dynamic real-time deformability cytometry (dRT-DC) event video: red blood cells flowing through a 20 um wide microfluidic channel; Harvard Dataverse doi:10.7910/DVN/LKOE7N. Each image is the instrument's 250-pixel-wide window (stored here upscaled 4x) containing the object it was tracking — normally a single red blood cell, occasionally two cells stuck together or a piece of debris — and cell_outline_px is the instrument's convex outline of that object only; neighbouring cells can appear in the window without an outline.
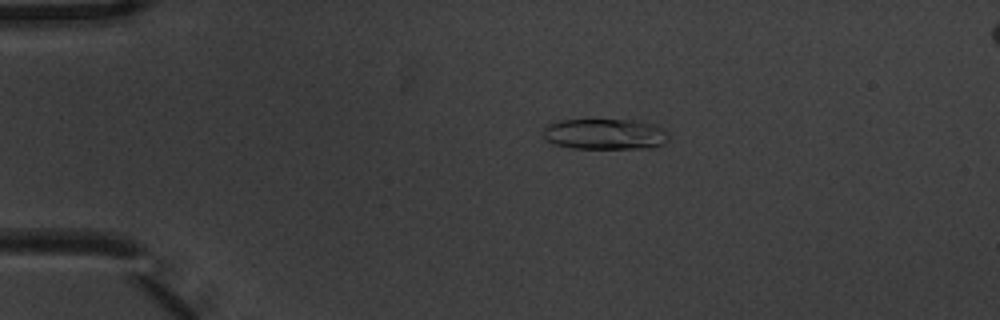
{"species": "common noctule bat (a hibernating species)", "species_latin": "Nyctalus noctula", "temperature_condition": "warm", "stored_images_in_passage": 6, "segment_of_instrument_passage": [1, 2], "camera_frame_rate_fps": 3000, "um_per_image_px": 0.085, "animal": {"sex": "male", "body_mass_g": 20.1, "forearm_length_mm": 53.5}, "frame": {"image": 1, "passage_image": 4, "time_ms": 1.0, "image_size_px": [1000, 320], "cell_outline_px": [[668, 140], [664, 144], [652, 148], [572, 148], [552, 144], [544, 140], [544, 128], [548, 124], [560, 120], [636, 120], [656, 124], [664, 128], [668, 132]], "centroid_in_image_um": [51.45, 11.4], "position_along_channel_um": 33.5, "area_um2": 22.83}}